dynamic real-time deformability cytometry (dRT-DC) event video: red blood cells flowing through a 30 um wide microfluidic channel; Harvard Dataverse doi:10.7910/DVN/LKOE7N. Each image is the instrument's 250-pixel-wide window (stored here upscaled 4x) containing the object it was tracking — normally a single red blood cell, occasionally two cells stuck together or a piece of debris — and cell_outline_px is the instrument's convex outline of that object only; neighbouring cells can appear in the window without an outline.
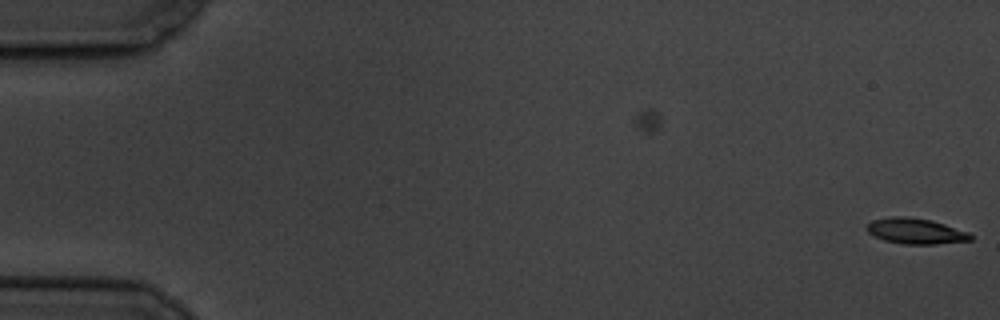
{"species": "common noctule bat (a hibernating species)", "species_latin": "Nyctalus noctula", "temperature_condition": "cold", "stored_images_in_passage": 6, "camera_frame_rate_fps": 3000, "um_per_image_px": 0.085, "animal": {"sex": "male", "body_mass_g": 19.5, "forearm_length_mm": 54.6}, "frame": {"image": 1, "passage_image": 6, "time_ms": 1.667, "image_size_px": [1000, 320], "cell_outline_px": [[972, 240], [936, 244], [900, 244], [884, 240], [868, 232], [864, 228], [872, 220], [888, 216], [904, 216], [932, 220], [968, 232], [972, 236]], "centroid_in_image_um": [77.8, 19.64], "position_along_channel_um": 7.2, "area_um2": 15.55}}